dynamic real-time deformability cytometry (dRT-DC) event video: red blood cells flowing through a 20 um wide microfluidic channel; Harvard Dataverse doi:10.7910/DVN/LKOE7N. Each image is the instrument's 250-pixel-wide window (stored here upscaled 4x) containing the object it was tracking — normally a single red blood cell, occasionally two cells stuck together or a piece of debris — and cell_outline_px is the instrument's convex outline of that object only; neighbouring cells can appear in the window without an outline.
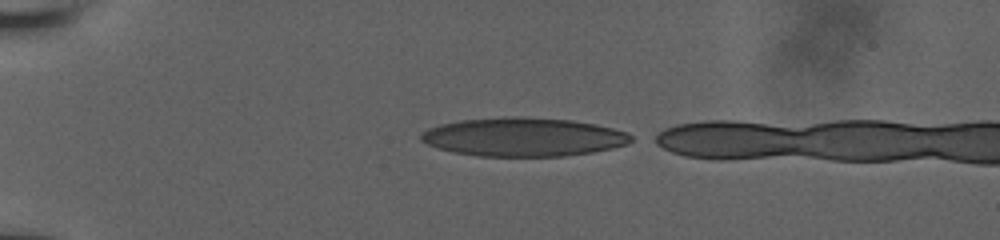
{"species": "human", "species_latin": "Homo sapiens", "temperature_condition": "room temperature", "stored_images_in_passage": 6, "camera_frame_rate_fps": 3000, "um_per_image_px": 0.085, "donor": {"sex": "male"}, "frame": {"image": 1, "passage_image": 1, "time_ms": 0.0, "image_size_px": [1000, 240], "cell_outline_px": [[632, 140], [628, 144], [612, 148], [592, 152], [564, 156], [480, 156], [456, 152], [436, 148], [420, 140], [420, 132], [428, 128], [440, 124], [460, 120], [504, 116], [524, 116], [572, 120], [596, 124], [628, 132], [632, 136]], "centroid_in_image_um": [44.48, 11.63], "position_along_channel_um": 40.5, "area_um2": 47.63}}
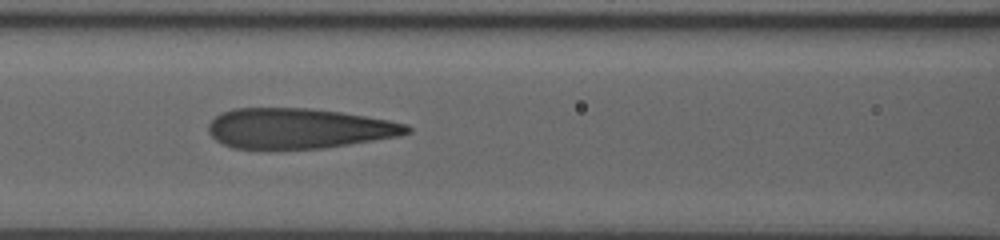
{"frame": {"image": 2, "passage_image": 5, "time_ms": 4.0, "image_size_px": [1000, 240], "cell_outline_px": [[412, 132], [400, 136], [324, 148], [232, 148], [216, 140], [208, 132], [208, 124], [220, 112], [232, 108], [312, 108], [340, 112], [388, 120], [408, 124], [412, 128]], "centroid_in_image_um": [25.4, 10.9], "position_along_channel_um": 141.2, "area_um2": 46.53}}
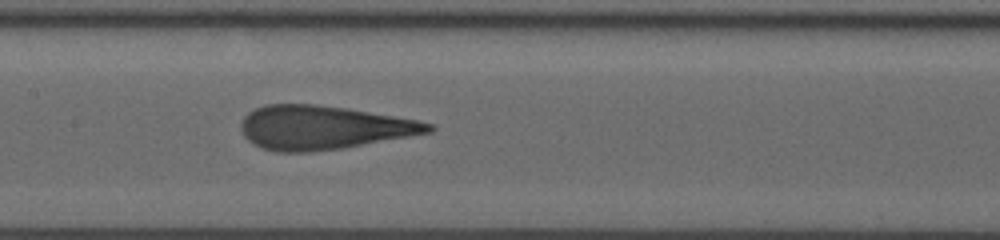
{"frame": {"image": 3, "passage_image": 6, "time_ms": 5.0, "image_size_px": [1000, 240], "cell_outline_px": [[436, 128], [432, 132], [340, 148], [312, 152], [276, 152], [252, 144], [244, 136], [240, 128], [240, 124], [244, 116], [248, 112], [264, 104], [316, 104], [344, 108], [416, 120], [432, 124]], "centroid_in_image_um": [27.41, 10.84], "position_along_channel_um": 180.0, "area_um2": 47.45}}